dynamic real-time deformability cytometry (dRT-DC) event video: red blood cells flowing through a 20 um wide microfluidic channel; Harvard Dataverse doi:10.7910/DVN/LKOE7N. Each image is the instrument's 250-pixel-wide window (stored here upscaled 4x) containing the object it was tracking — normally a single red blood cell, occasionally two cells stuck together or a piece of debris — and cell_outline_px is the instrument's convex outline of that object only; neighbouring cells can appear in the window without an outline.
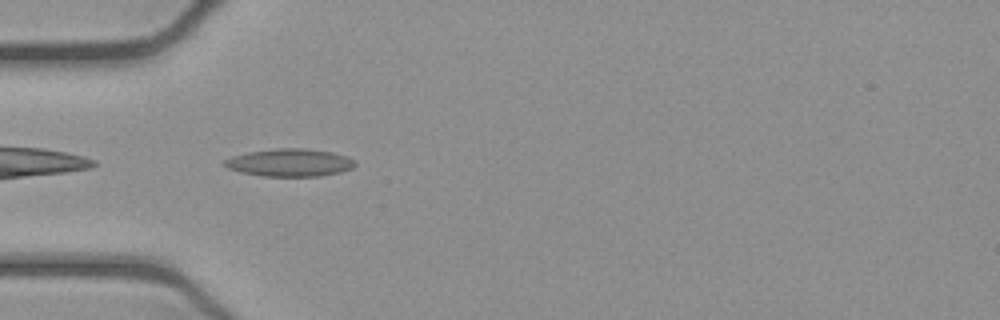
{"species": "common noctule bat (a hibernating species)", "species_latin": "Nyctalus noctula", "temperature_condition": "cold", "stored_images_in_passage": 26, "camera_frame_rate_fps": 3000, "um_per_image_px": 0.085, "animal": {"sex": "female", "body_mass_g": 21.9}, "frame": {"image": 1, "passage_image": 1, "time_ms": 0.0, "image_size_px": [1000, 320], "cell_outline_px": [[356, 164], [352, 168], [340, 172], [320, 176], [264, 176], [240, 172], [228, 168], [220, 164], [224, 160], [232, 156], [248, 152], [276, 148], [304, 148], [332, 152], [348, 156], [356, 160]], "centroid_in_image_um": [24.63, 13.82], "position_along_channel_um": 60.4, "area_um2": 21.21}}
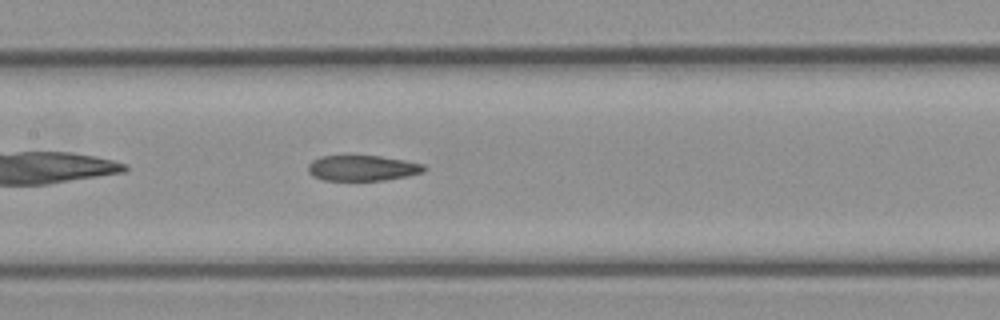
{"frame": {"image": 2, "passage_image": 10, "time_ms": 3.0, "image_size_px": [1000, 320], "cell_outline_px": [[428, 168], [424, 172], [408, 176], [384, 180], [320, 180], [312, 176], [308, 172], [308, 164], [312, 160], [320, 156], [380, 156], [404, 160], [424, 164]], "centroid_in_image_um": [30.81, 14.29], "position_along_channel_um": 176.6, "area_um2": 17.4}}
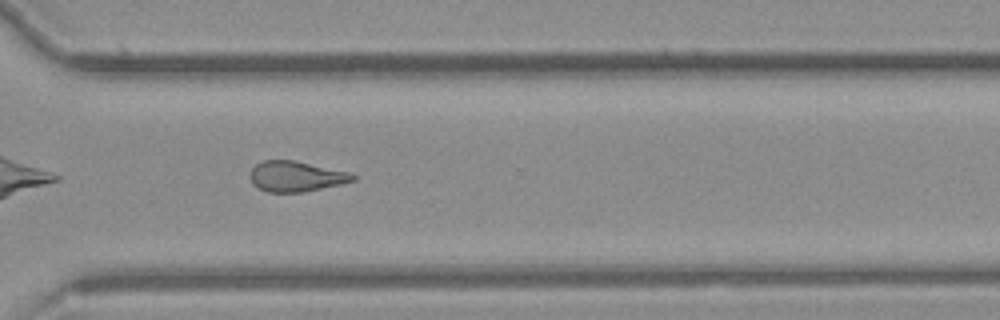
{"frame": {"image": 3, "passage_image": 23, "time_ms": 7.333, "image_size_px": [1000, 320], "cell_outline_px": [[356, 180], [340, 184], [300, 192], [268, 192], [252, 184], [248, 176], [252, 168], [256, 164], [264, 160], [292, 160], [348, 172], [356, 176]], "centroid_in_image_um": [25.11, 14.99], "position_along_channel_um": 345.5, "area_um2": 17.98}, "authors_computed_cell_mechanics": {"area_um2": 18.4382, "velocity_mm_per_s": 3.9126, "shape_relaxation_time_tau1_ms": null, "shape_relaxation_time_tau2_ms": 3.6671, "deformation_change_tau1": null, "deformation_change_tau2": 0.1204}}